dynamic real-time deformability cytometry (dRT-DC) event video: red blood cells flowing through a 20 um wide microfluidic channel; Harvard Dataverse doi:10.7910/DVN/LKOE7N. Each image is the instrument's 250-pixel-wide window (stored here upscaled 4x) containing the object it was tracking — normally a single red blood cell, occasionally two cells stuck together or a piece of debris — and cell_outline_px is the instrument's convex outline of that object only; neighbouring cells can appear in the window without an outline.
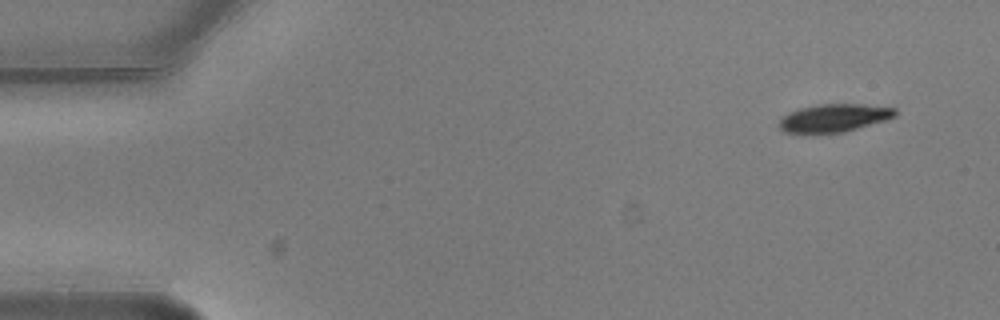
{"species": "common noctule bat (a hibernating species)", "species_latin": "Nyctalus noctula", "temperature_condition": "warm", "stored_images_in_passage": 3, "camera_frame_rate_fps": 3000, "um_per_image_px": 0.085, "animal": {"sex": "male", "body_mass_g": 20.5, "forearm_length_mm": 52.5}, "frame": {"image": 1, "passage_image": 1, "time_ms": 0.0, "image_size_px": [1000, 320], "cell_outline_px": [[896, 116], [888, 120], [844, 132], [784, 132], [780, 128], [780, 120], [784, 116], [800, 108], [820, 104], [864, 104], [896, 108]], "centroid_in_image_um": [70.98, 10.01], "position_along_channel_um": 14.0, "area_um2": 18.61}}